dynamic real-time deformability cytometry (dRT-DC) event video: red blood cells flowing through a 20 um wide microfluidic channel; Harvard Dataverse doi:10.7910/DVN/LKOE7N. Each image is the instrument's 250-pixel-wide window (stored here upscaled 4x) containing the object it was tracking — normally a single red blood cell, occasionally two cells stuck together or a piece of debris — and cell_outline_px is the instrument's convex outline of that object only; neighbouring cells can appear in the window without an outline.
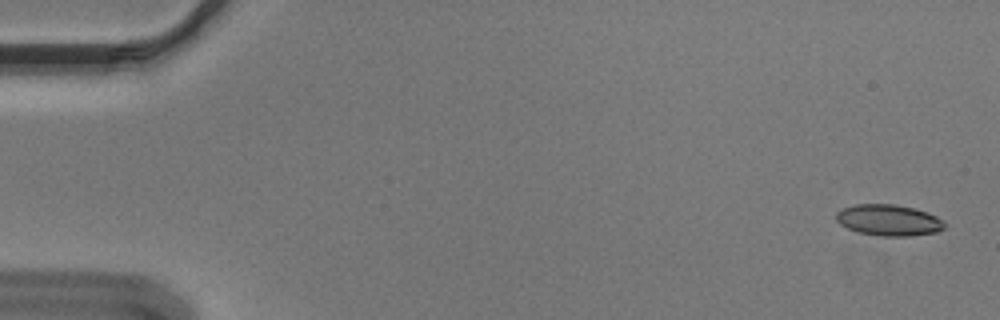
{"species": "Egyptian fruit bat (a non-hibernating species)", "species_latin": "Rousettus aegyptiacus", "temperature_condition": "cold", "stored_images_in_passage": 55, "camera_frame_rate_fps": 3000, "um_per_image_px": 0.085, "animal": {"sex": "male"}, "frame": {"image": 1, "passage_image": 2, "time_ms": 0.333, "image_size_px": [1000, 320], "cell_outline_px": [[944, 228], [936, 232], [908, 236], [880, 236], [856, 232], [840, 224], [836, 220], [836, 212], [844, 208], [856, 204], [896, 204], [928, 212], [944, 220]], "centroid_in_image_um": [75.53, 18.71], "position_along_channel_um": 9.5, "area_um2": 19.71}}
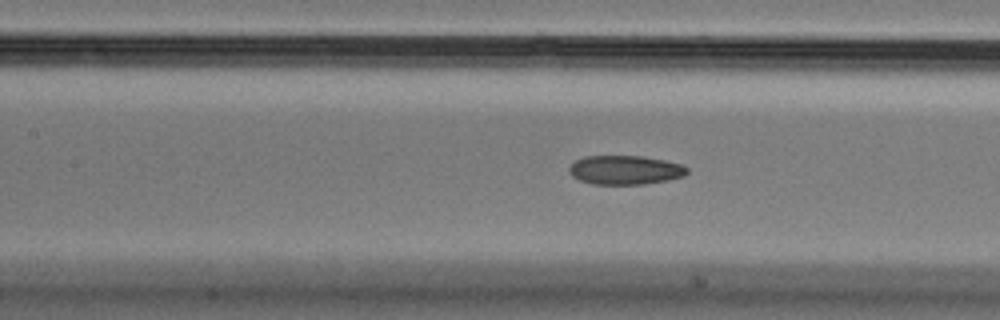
{"frame": {"image": 2, "passage_image": 25, "time_ms": 8.0, "image_size_px": [1000, 320], "cell_outline_px": [[688, 172], [684, 176], [668, 180], [644, 184], [592, 184], [580, 180], [572, 176], [568, 172], [568, 168], [576, 160], [584, 156], [644, 156], [664, 160], [680, 164], [688, 168]], "centroid_in_image_um": [53.13, 14.45], "position_along_channel_um": 154.3, "area_um2": 20.0}}
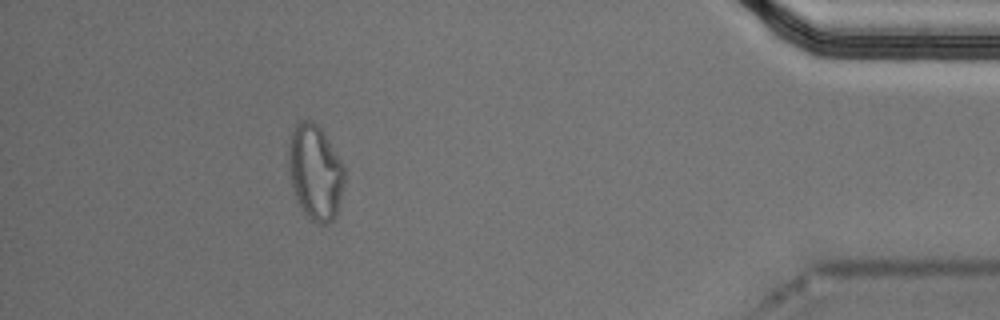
{"frame": {"image": 3, "passage_image": 50, "time_ms": 16.333, "image_size_px": [1000, 320], "cell_outline_px": [[344, 184], [336, 220], [328, 224], [320, 224], [312, 220], [304, 212], [296, 196], [292, 184], [288, 164], [288, 152], [292, 132], [296, 124], [300, 120], [312, 120], [324, 132], [340, 160], [344, 168]], "centroid_in_image_um": [26.82, 14.65], "position_along_channel_um": 408.4, "area_um2": 30.81}, "authors_computed_cell_mechanics": {"area_um2": 20.6346, "velocity_mm_per_s": 3.6446, "shape_relaxation_time_tau1_ms": null, "shape_relaxation_time_tau2_ms": 4.47, "deformation_change_tau1": null, "deformation_change_tau2": 0.0966}}